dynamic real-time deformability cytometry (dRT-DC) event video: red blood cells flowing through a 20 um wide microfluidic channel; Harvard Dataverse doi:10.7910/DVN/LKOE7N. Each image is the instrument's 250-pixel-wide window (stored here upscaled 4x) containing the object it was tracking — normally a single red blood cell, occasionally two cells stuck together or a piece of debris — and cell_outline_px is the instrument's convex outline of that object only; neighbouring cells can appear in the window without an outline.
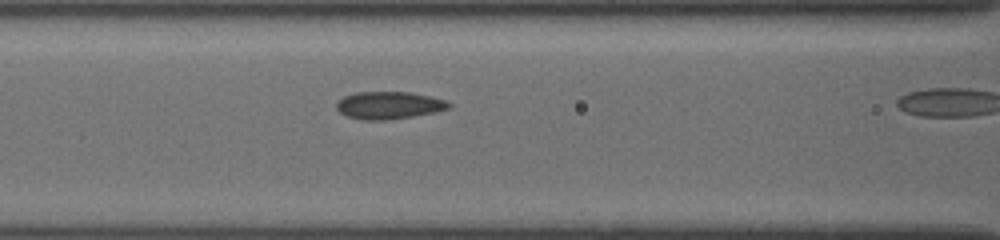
{"species": "common noctule bat (a hibernating species)", "species_latin": "Nyctalus noctula", "temperature_condition": "cold", "stored_images_in_passage": 12, "camera_frame_rate_fps": 3000, "um_per_image_px": 0.085, "animal": {"sex": "female", "body_mass_g": 19.5, "forearm_length_mm": 54.1}, "frame": {"image": 1, "passage_image": 7, "time_ms": 3.667, "image_size_px": [1000, 240], "cell_outline_px": [[452, 108], [412, 116], [384, 120], [360, 120], [348, 116], [340, 112], [336, 108], [336, 104], [344, 96], [356, 92], [408, 92], [432, 96], [448, 100], [452, 104]], "centroid_in_image_um": [33.09, 8.94], "position_along_channel_um": 133.5, "area_um2": 17.98}}
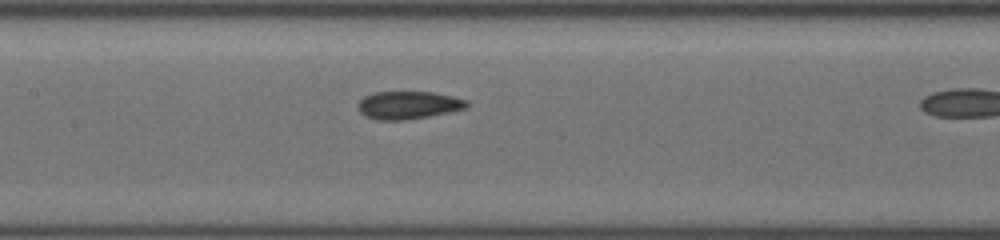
{"frame": {"image": 2, "passage_image": 9, "time_ms": 4.667, "image_size_px": [1000, 240], "cell_outline_px": [[468, 108], [428, 116], [404, 120], [376, 120], [364, 116], [360, 112], [360, 100], [364, 96], [376, 92], [432, 92], [452, 96], [468, 100]], "centroid_in_image_um": [34.72, 8.93], "position_along_channel_um": 172.7, "area_um2": 17.51}}